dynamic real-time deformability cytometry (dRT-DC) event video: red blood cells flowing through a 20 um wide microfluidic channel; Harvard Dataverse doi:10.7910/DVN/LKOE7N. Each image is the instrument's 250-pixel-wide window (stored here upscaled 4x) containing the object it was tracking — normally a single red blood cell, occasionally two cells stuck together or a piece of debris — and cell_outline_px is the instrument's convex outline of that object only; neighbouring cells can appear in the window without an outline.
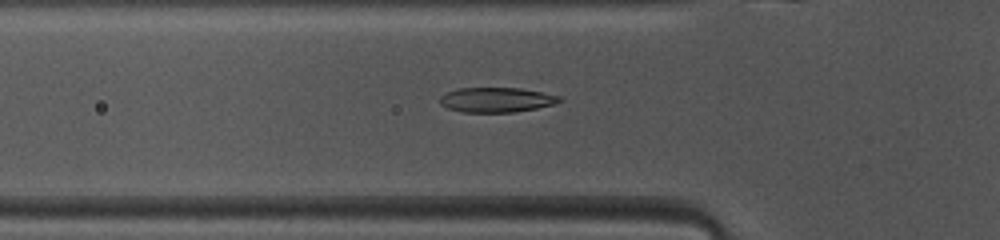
{"species": "common noctule bat (a hibernating species)", "species_latin": "Nyctalus noctula", "temperature_condition": "warm", "stored_images_in_passage": 46, "camera_frame_rate_fps": 3000, "um_per_image_px": 0.085, "animal": {"sex": "female", "body_mass_g": 10.0, "forearm_length_mm": 53.1}, "frame": {"image": 1, "passage_image": 13, "time_ms": 4.0, "image_size_px": [1000, 240], "cell_outline_px": [[564, 100], [552, 104], [536, 108], [512, 112], [464, 112], [448, 108], [440, 104], [440, 96], [448, 92], [460, 88], [520, 88], [560, 96]], "centroid_in_image_um": [42.19, 8.48], "position_along_channel_um": 83.6, "area_um2": 17.05}}
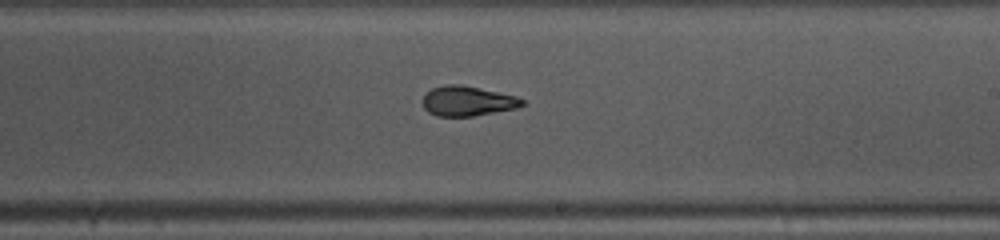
{"frame": {"image": 2, "passage_image": 25, "time_ms": 8.0, "image_size_px": [1000, 240], "cell_outline_px": [[524, 104], [516, 108], [472, 116], [436, 116], [428, 112], [424, 108], [424, 96], [432, 88], [444, 84], [460, 84], [516, 96], [524, 100]], "centroid_in_image_um": [39.72, 8.59], "position_along_channel_um": 249.3, "area_um2": 17.11}}
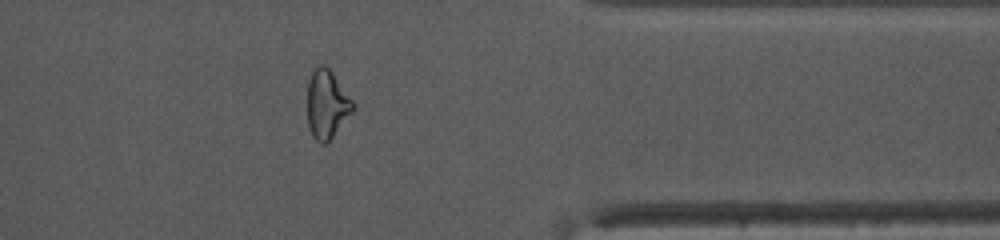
{"frame": {"image": 3, "passage_image": 36, "time_ms": 11.667, "image_size_px": [1000, 240], "cell_outline_px": [[356, 108], [332, 136], [324, 144], [320, 144], [312, 136], [308, 124], [308, 80], [316, 64], [324, 64], [332, 72], [356, 104]], "centroid_in_image_um": [27.79, 8.83], "position_along_channel_um": 383.6, "area_um2": 18.21}, "authors_computed_cell_mechanics": {"area_um2": 18.0336, "velocity_mm_per_s": 4.117, "shape_relaxation_time_tau1_ms": 6.5872, "shape_relaxation_time_tau2_ms": 1.8393, "deformation_change_tau1": 0.2094, "deformation_change_tau2": 0.0941}}